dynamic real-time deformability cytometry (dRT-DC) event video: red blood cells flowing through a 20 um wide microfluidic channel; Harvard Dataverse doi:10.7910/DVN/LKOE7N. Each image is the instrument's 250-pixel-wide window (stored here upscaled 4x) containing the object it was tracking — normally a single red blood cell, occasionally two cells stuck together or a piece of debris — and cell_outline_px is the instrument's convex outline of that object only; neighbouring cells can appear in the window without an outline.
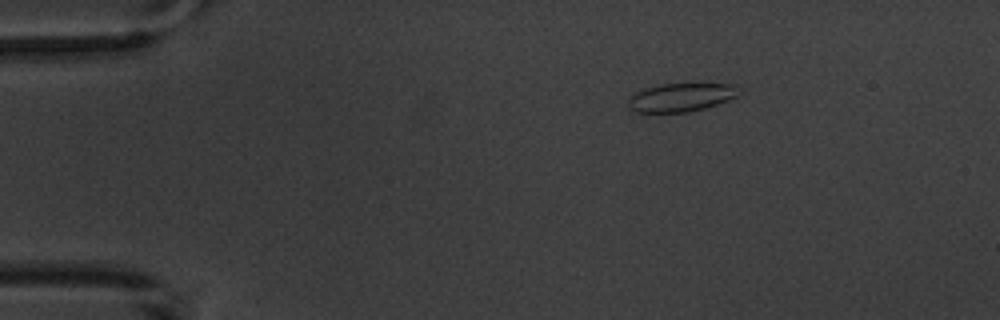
{"species": "common noctule bat (a hibernating species)", "species_latin": "Nyctalus noctula", "temperature_condition": "warm", "stored_images_in_passage": 5, "camera_frame_rate_fps": 3000, "um_per_image_px": 0.085, "animal": {"sex": "male", "body_mass_g": 20.1, "forearm_length_mm": 53.5}, "frame": {"image": 1, "passage_image": 3, "time_ms": 2.667, "image_size_px": [1000, 320], "cell_outline_px": [[736, 96], [728, 100], [704, 108], [688, 112], [636, 112], [628, 104], [628, 96], [644, 88], [660, 84], [736, 84]], "centroid_in_image_um": [57.82, 8.27], "position_along_channel_um": 27.2, "area_um2": 18.03}}